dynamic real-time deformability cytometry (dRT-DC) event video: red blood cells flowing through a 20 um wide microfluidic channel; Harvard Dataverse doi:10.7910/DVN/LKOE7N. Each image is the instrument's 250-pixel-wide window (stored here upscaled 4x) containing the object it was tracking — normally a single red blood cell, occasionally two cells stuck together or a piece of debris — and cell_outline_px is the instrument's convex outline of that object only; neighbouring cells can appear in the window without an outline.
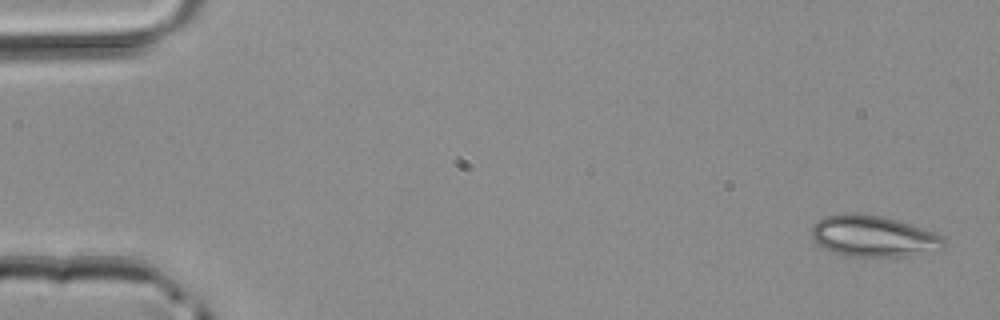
{"species": "common noctule bat (a hibernating species)", "species_latin": "Nyctalus noctula", "temperature_condition": "room temperature", "stored_images_in_passage": 3, "camera_frame_rate_fps": 3000, "um_per_image_px": 0.085, "animal": {"sex": "male", "body_mass_g": 20.4}, "frame": {"image": 1, "passage_image": 1, "time_ms": 0.0, "image_size_px": [1000, 320], "cell_outline_px": [[944, 244], [908, 256], [848, 256], [824, 248], [812, 236], [812, 224], [824, 216], [844, 212], [852, 212], [884, 216], [936, 232], [944, 236]], "centroid_in_image_um": [74.17, 20.03], "position_along_channel_um": 10.8, "area_um2": 31.27}}